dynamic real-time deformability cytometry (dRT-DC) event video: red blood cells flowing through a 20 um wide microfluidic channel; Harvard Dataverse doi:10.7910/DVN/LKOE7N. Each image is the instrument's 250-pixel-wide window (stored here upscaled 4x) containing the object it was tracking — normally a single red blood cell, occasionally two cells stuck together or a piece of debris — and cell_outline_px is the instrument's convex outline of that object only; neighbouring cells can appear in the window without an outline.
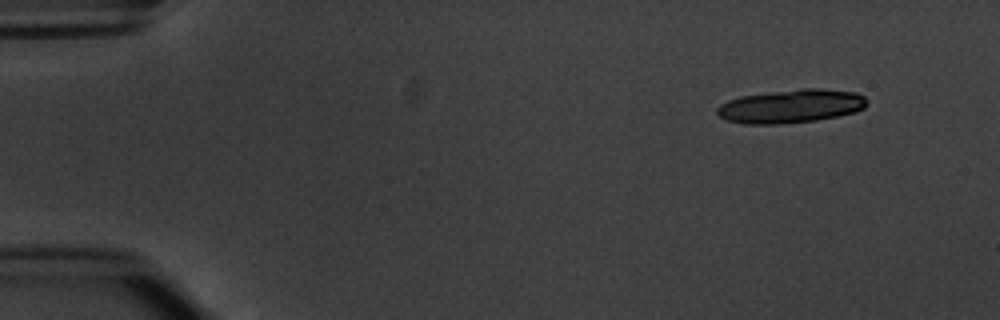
{"species": "common noctule bat (a hibernating species)", "species_latin": "Nyctalus noctula", "temperature_condition": "warm", "stored_images_in_passage": 36, "segment_of_instrument_passage": [1, 2], "camera_frame_rate_fps": 3000, "um_per_image_px": 0.085, "animal": {"sex": "male", "body_mass_g": 20.1, "forearm_length_mm": 53.5}, "frame": {"image": 1, "passage_image": 1, "time_ms": 0.0, "image_size_px": [1000, 320], "cell_outline_px": [[868, 104], [864, 108], [856, 112], [816, 120], [780, 124], [744, 124], [728, 120], [720, 116], [716, 112], [716, 108], [720, 104], [728, 100], [740, 96], [800, 88], [820, 88], [856, 92], [864, 96], [868, 100]], "centroid_in_image_um": [67.25, 9.02], "position_along_channel_um": 17.7, "area_um2": 29.42}}